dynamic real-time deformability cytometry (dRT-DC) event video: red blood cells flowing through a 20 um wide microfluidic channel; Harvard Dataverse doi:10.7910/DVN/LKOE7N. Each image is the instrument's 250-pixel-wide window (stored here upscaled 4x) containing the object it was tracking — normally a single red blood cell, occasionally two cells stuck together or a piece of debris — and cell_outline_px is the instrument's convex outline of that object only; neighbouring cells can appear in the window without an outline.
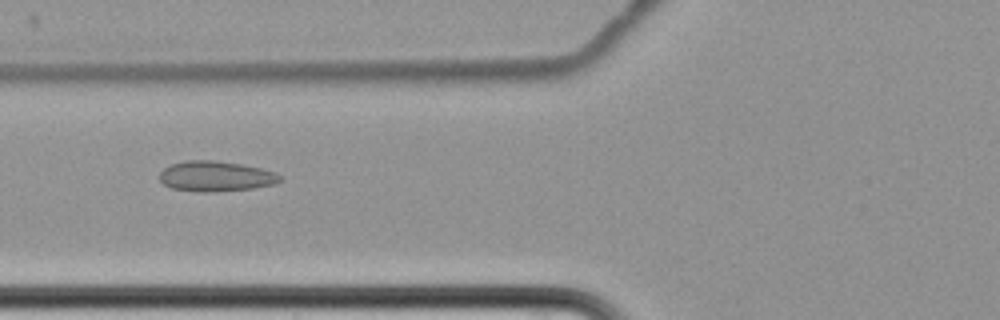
{"species": "common noctule bat (a hibernating species)", "species_latin": "Nyctalus noctula", "temperature_condition": "cold", "stored_images_in_passage": 3, "camera_frame_rate_fps": 3000, "um_per_image_px": 0.085, "animal": {"sex": "female", "body_mass_g": 22.7, "forearm_length_mm": 54.2}, "frame": {"image": 1, "passage_image": 3, "time_ms": 3.0, "image_size_px": [1000, 320], "cell_outline_px": [[284, 180], [276, 184], [252, 188], [208, 192], [200, 192], [172, 188], [164, 184], [160, 180], [160, 172], [164, 168], [172, 164], [184, 160], [216, 160], [240, 164], [260, 168], [276, 172], [284, 176]], "centroid_in_image_um": [18.39, 14.97], "position_along_channel_um": 107.4, "area_um2": 21.39}}